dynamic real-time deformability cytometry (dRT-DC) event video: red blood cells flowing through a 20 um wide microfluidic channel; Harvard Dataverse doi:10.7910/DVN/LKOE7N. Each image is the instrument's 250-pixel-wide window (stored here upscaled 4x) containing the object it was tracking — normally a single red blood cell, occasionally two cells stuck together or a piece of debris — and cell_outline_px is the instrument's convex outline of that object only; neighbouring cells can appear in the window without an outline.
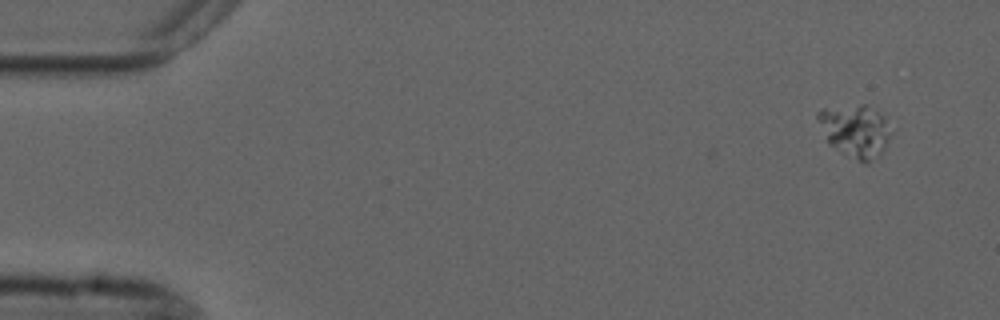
{"species": "common noctule bat (a hibernating species)", "species_latin": "Nyctalus noctula", "temperature_condition": "cold", "stored_images_in_passage": 5, "camera_frame_rate_fps": 3000, "um_per_image_px": 0.085, "animal": {"sex": "male", "forearm_length_mm": 52.5}, "frame": {"image": 1, "passage_image": 1, "time_ms": 0.0, "image_size_px": [1000, 320], "cell_outline_px": [[892, 132], [884, 148], [868, 164], [864, 164], [828, 144], [816, 116], [816, 112], [824, 108], [860, 104], [868, 104], [880, 112], [884, 116]], "centroid_in_image_um": [72.7, 11.09], "position_along_channel_um": 12.3, "area_um2": 22.43}}
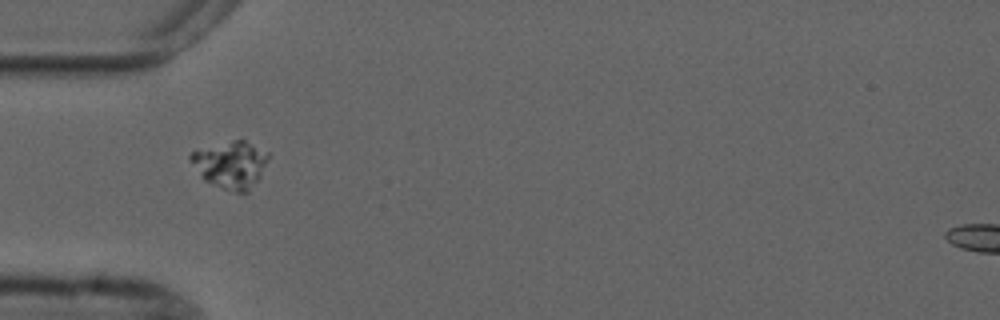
{"frame": {"image": 2, "passage_image": 4, "time_ms": 4.667, "image_size_px": [1000, 320], "cell_outline_px": [[268, 160], [260, 176], [248, 192], [236, 192], [224, 188], [204, 180], [188, 156], [192, 152], [232, 140], [244, 140], [268, 152]], "centroid_in_image_um": [19.63, 13.99], "position_along_channel_um": 65.4, "area_um2": 20.69}}
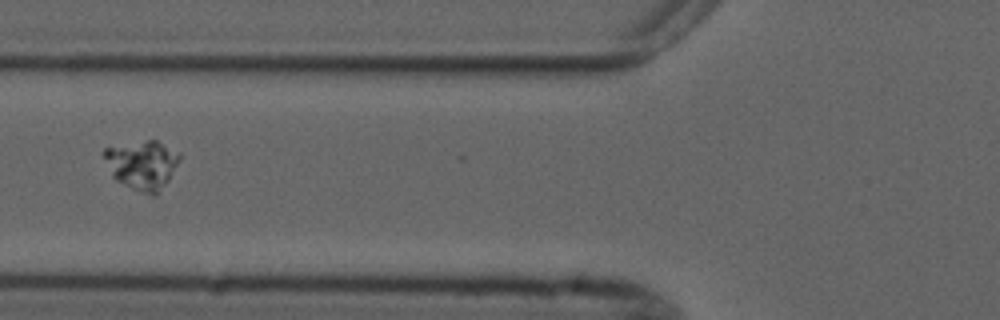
{"frame": {"image": 3, "passage_image": 5, "time_ms": 6.0, "image_size_px": [1000, 320], "cell_outline_px": [[180, 160], [168, 180], [156, 196], [152, 196], [116, 180], [112, 176], [104, 156], [104, 148], [148, 140], [156, 140], [180, 152]], "centroid_in_image_um": [12.12, 14.0], "position_along_channel_um": 113.7, "area_um2": 21.15}}